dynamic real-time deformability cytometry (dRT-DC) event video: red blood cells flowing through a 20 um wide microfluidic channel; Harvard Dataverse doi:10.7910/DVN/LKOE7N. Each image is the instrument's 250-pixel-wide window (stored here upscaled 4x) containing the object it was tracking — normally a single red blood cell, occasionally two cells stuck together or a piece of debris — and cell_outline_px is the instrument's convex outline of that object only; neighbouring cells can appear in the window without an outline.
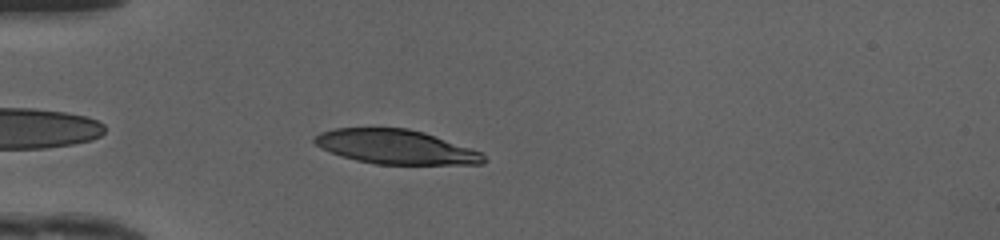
{"species": "human", "species_latin": "Homo sapiens", "temperature_condition": "cold", "stored_images_in_passage": 37, "camera_frame_rate_fps": 3000, "um_per_image_px": 0.085, "donor": {"sex": "female"}, "frame": {"image": 1, "passage_image": 3, "time_ms": 0.667, "image_size_px": [1000, 240], "cell_outline_px": [[488, 160], [484, 164], [376, 164], [356, 160], [340, 156], [320, 148], [312, 140], [320, 132], [336, 128], [408, 128], [424, 132], [480, 152]], "centroid_in_image_um": [33.61, 12.49], "position_along_channel_um": 51.4, "area_um2": 33.64}}
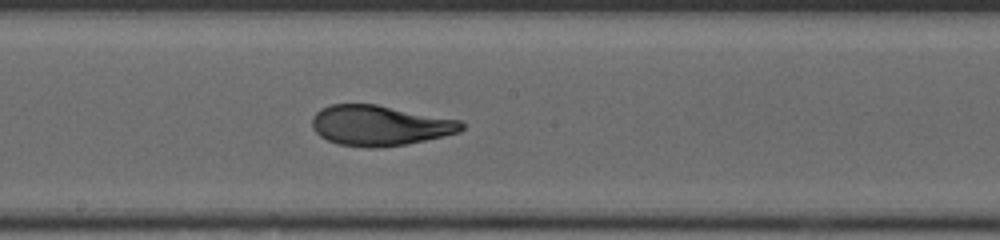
{"frame": {"image": 2, "passage_image": 16, "time_ms": 5.0, "image_size_px": [1000, 240], "cell_outline_px": [[464, 128], [460, 132], [444, 136], [404, 144], [376, 148], [372, 148], [340, 144], [328, 140], [320, 136], [312, 128], [312, 116], [320, 108], [332, 104], [376, 104], [460, 120], [464, 124]], "centroid_in_image_um": [32.27, 10.65], "position_along_channel_um": 215.9, "area_um2": 34.97}}
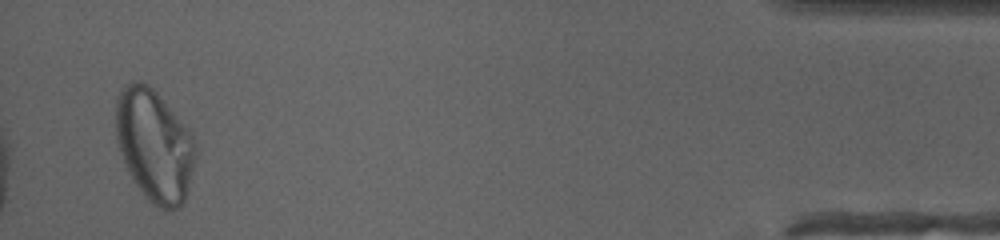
{"frame": {"image": 3, "passage_image": 36, "time_ms": 11.667, "image_size_px": [1000, 240], "cell_outline_px": [[196, 148], [188, 192], [180, 208], [168, 212], [164, 212], [152, 204], [148, 200], [136, 184], [128, 172], [120, 152], [116, 140], [116, 100], [120, 88], [132, 80], [140, 80], [148, 84], [156, 92], [192, 132], [196, 144]], "centroid_in_image_um": [13.12, 12.37], "position_along_channel_um": 422.1, "area_um2": 52.54}, "authors_computed_cell_mechanics": {"area_um2": 35.6048, "velocity_mm_per_s": 4.1758, "shape_relaxation_time_tau1_ms": 5.1477, "shape_relaxation_time_tau2_ms": 0.8942, "deformation_change_tau1": 0.2266, "deformation_change_tau2": 0.067}}